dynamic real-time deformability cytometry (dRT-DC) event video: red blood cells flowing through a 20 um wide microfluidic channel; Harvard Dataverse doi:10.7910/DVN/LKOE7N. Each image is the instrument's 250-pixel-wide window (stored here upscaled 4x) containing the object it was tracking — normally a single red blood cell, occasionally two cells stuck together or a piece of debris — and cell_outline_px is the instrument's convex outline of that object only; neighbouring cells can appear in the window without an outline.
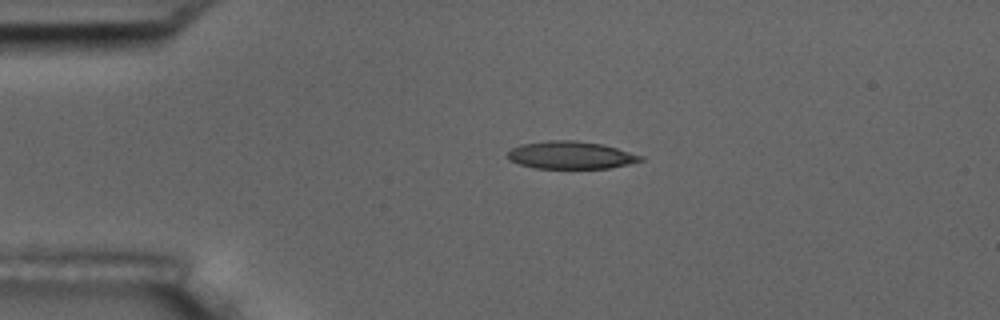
{"species": "common noctule bat (a hibernating species)", "species_latin": "Nyctalus noctula", "temperature_condition": "room temperature", "stored_images_in_passage": 2, "camera_frame_rate_fps": 3000, "um_per_image_px": 0.085, "animal": {"sex": "male", "body_mass_g": 17.5, "forearm_length_mm": 52.3}, "frame": {"image": 1, "passage_image": 1, "time_ms": 0.0, "image_size_px": [1000, 320], "cell_outline_px": [[644, 160], [628, 164], [608, 168], [536, 168], [520, 164], [508, 160], [508, 152], [512, 148], [520, 144], [548, 140], [576, 140], [604, 144], [644, 156]], "centroid_in_image_um": [48.52, 13.17], "position_along_channel_um": 36.5, "area_um2": 21.44}}